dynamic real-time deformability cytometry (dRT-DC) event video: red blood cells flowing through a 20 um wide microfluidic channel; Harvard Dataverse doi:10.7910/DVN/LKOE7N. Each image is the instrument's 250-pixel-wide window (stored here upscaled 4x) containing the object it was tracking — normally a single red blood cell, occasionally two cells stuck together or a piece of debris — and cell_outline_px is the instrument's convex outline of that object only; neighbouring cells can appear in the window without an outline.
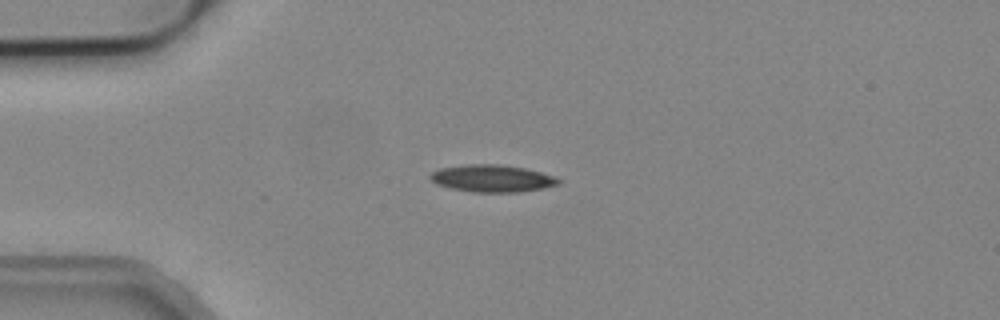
{"species": "common noctule bat (a hibernating species)", "species_latin": "Nyctalus noctula", "temperature_condition": "cold", "stored_images_in_passage": 2, "camera_frame_rate_fps": 3000, "um_per_image_px": 0.085, "animal": {"sex": "male", "body_mass_g": 19.2, "forearm_length_mm": 51.8}, "frame": {"image": 1, "passage_image": 1, "time_ms": 0.0, "image_size_px": [1000, 320], "cell_outline_px": [[564, 180], [560, 184], [544, 188], [520, 192], [476, 192], [452, 188], [436, 184], [428, 176], [432, 172], [440, 168], [464, 164], [500, 164], [524, 168], [556, 176]], "centroid_in_image_um": [41.88, 15.16], "position_along_channel_um": 43.1, "area_um2": 20.46}}